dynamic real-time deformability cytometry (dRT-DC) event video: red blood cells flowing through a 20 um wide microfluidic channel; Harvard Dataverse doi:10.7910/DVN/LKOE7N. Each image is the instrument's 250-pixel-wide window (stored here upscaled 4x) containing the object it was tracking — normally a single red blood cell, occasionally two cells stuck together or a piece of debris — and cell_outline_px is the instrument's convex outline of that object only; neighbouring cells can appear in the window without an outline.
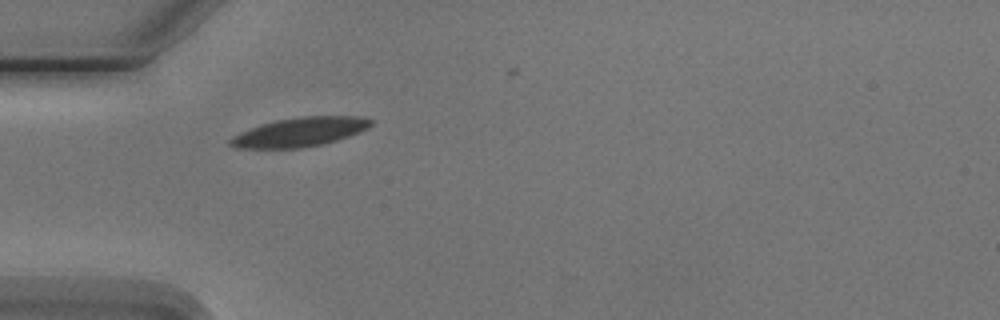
{"species": "Egyptian fruit bat (a non-hibernating species)", "species_latin": "Rousettus aegyptiacus", "temperature_condition": "cold", "stored_images_in_passage": 2, "camera_frame_rate_fps": 3000, "um_per_image_px": 0.085, "animal": {"sex": "male"}, "frame": {"image": 1, "passage_image": 1, "time_ms": 0.0, "image_size_px": [1000, 320], "cell_outline_px": [[372, 124], [368, 128], [348, 136], [336, 140], [320, 144], [300, 148], [236, 148], [228, 144], [228, 140], [232, 136], [240, 132], [276, 120], [300, 116], [364, 116], [372, 120]], "centroid_in_image_um": [25.48, 11.22], "position_along_channel_um": 59.5, "area_um2": 23.64}}
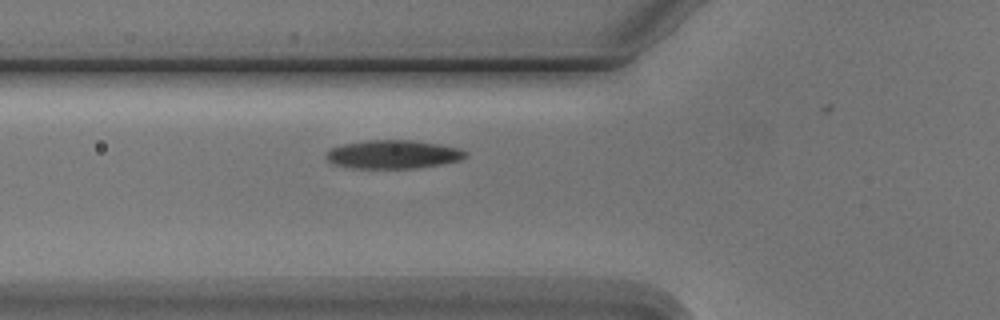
{"frame": {"image": 2, "passage_image": 2, "time_ms": 1.0, "image_size_px": [1000, 320], "cell_outline_px": [[468, 156], [460, 160], [440, 164], [416, 168], [352, 168], [332, 164], [324, 156], [328, 148], [344, 144], [368, 140], [412, 140], [440, 144], [460, 148], [468, 152]], "centroid_in_image_um": [33.4, 13.12], "position_along_channel_um": 92.4, "area_um2": 23.35}}